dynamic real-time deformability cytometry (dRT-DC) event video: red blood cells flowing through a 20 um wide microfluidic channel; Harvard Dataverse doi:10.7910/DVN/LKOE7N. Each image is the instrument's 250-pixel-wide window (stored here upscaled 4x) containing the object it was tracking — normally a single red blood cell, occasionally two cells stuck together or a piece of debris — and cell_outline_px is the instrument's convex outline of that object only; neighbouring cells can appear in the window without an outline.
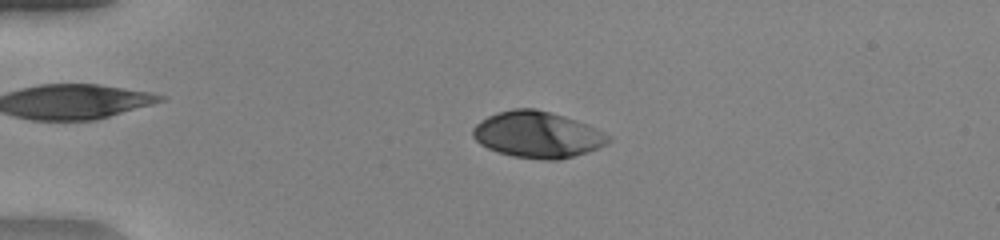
{"species": "human", "species_latin": "Homo sapiens", "temperature_condition": "warm", "stored_images_in_passage": 50, "camera_frame_rate_fps": 3000, "um_per_image_px": 0.085, "donor": {"sex": "female"}, "frame": {"image": 1, "passage_image": 12, "time_ms": 3.667, "image_size_px": [1000, 240], "cell_outline_px": [[612, 140], [608, 144], [588, 152], [560, 160], [544, 160], [512, 156], [488, 148], [480, 144], [472, 136], [472, 128], [480, 120], [496, 112], [512, 108], [536, 108], [552, 112], [588, 124], [612, 136]], "centroid_in_image_um": [45.71, 11.44], "position_along_channel_um": 39.3, "area_um2": 36.99}}
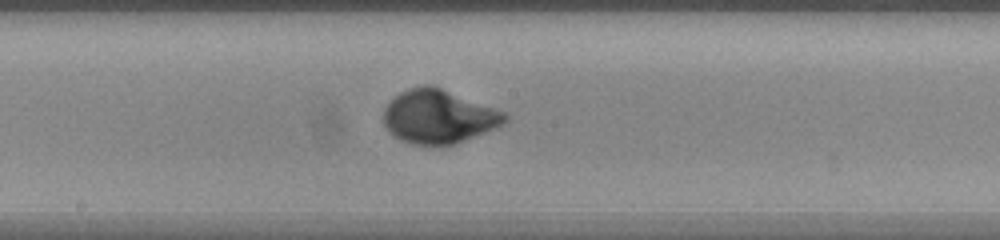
{"frame": {"image": 2, "passage_image": 28, "time_ms": 9.0, "image_size_px": [1000, 240], "cell_outline_px": [[508, 120], [504, 124], [456, 144], [412, 144], [400, 140], [392, 136], [388, 132], [384, 124], [384, 108], [400, 92], [408, 88], [424, 84], [432, 84], [508, 112]], "centroid_in_image_um": [37.31, 9.89], "position_along_channel_um": 210.9, "area_um2": 38.26}}
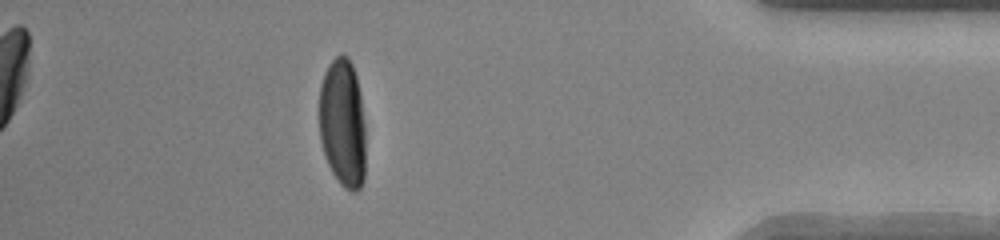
{"frame": {"image": 3, "passage_image": 45, "time_ms": 14.667, "image_size_px": [1000, 240], "cell_outline_px": [[364, 180], [360, 188], [356, 192], [352, 192], [344, 188], [340, 184], [332, 172], [328, 164], [320, 140], [320, 84], [324, 72], [328, 64], [336, 56], [348, 56], [352, 64], [356, 76], [360, 96], [364, 124]], "centroid_in_image_um": [29.12, 10.49], "position_along_channel_um": 406.1, "area_um2": 34.68}, "authors_computed_cell_mechanics": {"area_um2": 37.0787, "velocity_mm_per_s": 4.1016, "shape_relaxation_time_tau1_ms": 2.6199, "shape_relaxation_time_tau2_ms": null, "deformation_change_tau1": 0.1892, "deformation_change_tau2": null}}